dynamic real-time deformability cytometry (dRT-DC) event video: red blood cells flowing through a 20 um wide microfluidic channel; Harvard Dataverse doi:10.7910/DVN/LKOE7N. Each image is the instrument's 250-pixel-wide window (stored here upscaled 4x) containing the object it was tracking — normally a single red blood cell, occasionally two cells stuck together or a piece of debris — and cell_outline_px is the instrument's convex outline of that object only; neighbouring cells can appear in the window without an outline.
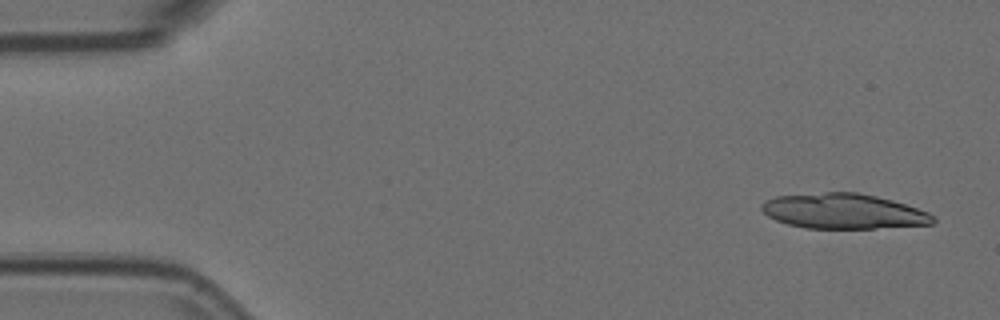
{"species": "Egyptian fruit bat (a non-hibernating species)", "species_latin": "Rousettus aegyptiacus", "temperature_condition": "room temperature", "stored_images_in_passage": 6, "camera_frame_rate_fps": 3000, "um_per_image_px": 0.085, "animal": {"sex": "female"}, "frame": {"image": 1, "passage_image": 1, "time_ms": 0.0, "image_size_px": [1000, 320], "cell_outline_px": [[936, 220], [932, 224], [872, 228], [804, 228], [788, 224], [776, 220], [768, 216], [760, 208], [760, 204], [764, 200], [776, 196], [824, 192], [856, 192], [876, 196], [892, 200], [928, 212]], "centroid_in_image_um": [71.64, 17.95], "position_along_channel_um": 13.4, "area_um2": 34.97}}
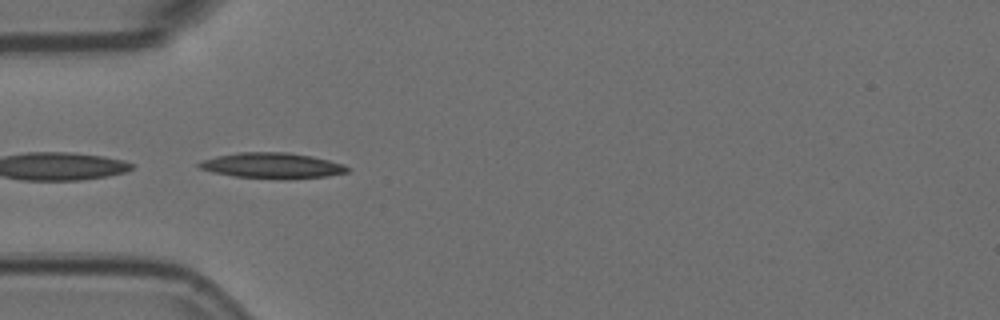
{"frame": {"image": 2, "passage_image": 5, "time_ms": 1.333, "image_size_px": [1000, 320], "cell_outline_px": [[348, 172], [328, 176], [288, 180], [280, 180], [232, 176], [212, 172], [200, 168], [196, 164], [204, 160], [216, 156], [236, 152], [288, 152], [312, 156], [344, 164], [348, 168]], "centroid_in_image_um": [23.14, 14.09], "position_along_channel_um": 61.9, "area_um2": 22.48}}